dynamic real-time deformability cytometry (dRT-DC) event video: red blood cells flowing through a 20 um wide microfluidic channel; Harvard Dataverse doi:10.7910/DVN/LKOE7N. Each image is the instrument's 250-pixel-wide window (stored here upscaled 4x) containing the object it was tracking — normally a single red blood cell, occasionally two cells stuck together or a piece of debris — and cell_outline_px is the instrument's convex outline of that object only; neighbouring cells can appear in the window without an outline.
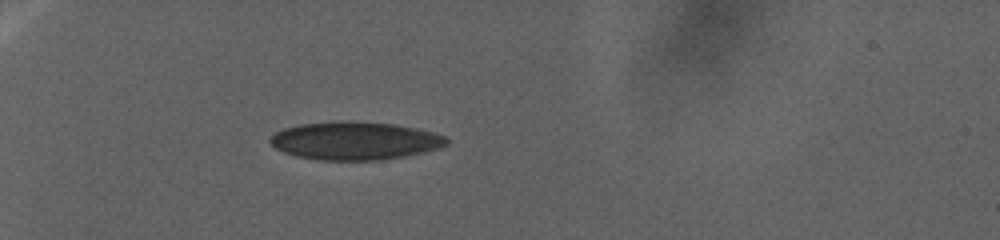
{"species": "human", "species_latin": "Homo sapiens", "temperature_condition": "warm", "stored_images_in_passage": 60, "camera_frame_rate_fps": 3000, "um_per_image_px": 0.085, "donor": {"sex": "female"}, "frame": {"image": 1, "passage_image": 1, "time_ms": 0.0, "image_size_px": [1000, 240], "cell_outline_px": [[448, 144], [440, 148], [424, 152], [404, 156], [380, 160], [316, 160], [296, 156], [284, 152], [276, 148], [268, 140], [276, 132], [284, 128], [300, 124], [340, 120], [348, 120], [392, 124], [416, 128], [432, 132], [444, 136], [448, 140]], "centroid_in_image_um": [30.16, 11.96], "position_along_channel_um": 54.8, "area_um2": 39.19}}
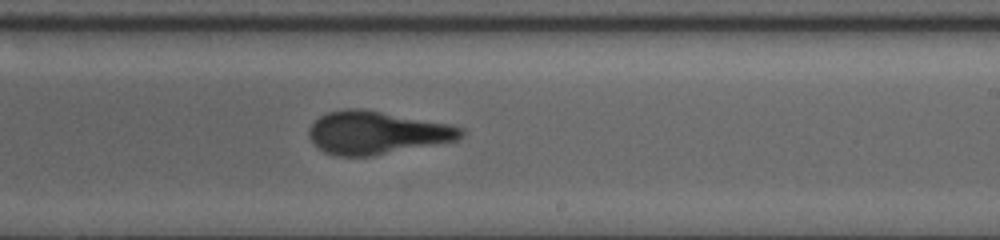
{"frame": {"image": 2, "passage_image": 26, "time_ms": 16.333, "image_size_px": [1000, 240], "cell_outline_px": [[464, 132], [456, 140], [372, 156], [336, 156], [324, 152], [316, 148], [308, 136], [308, 132], [312, 124], [320, 116], [328, 112], [348, 108], [364, 108], [452, 124], [464, 128]], "centroid_in_image_um": [32.0, 11.27], "position_along_channel_um": 257.0, "area_um2": 38.21}}
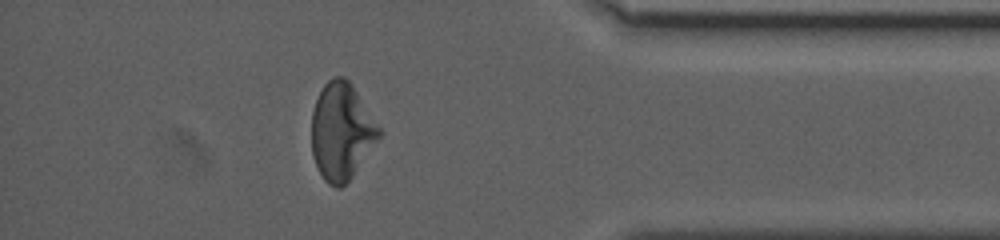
{"frame": {"image": 3, "passage_image": 51, "time_ms": 27.667, "image_size_px": [1000, 240], "cell_outline_px": [[384, 132], [352, 176], [340, 188], [336, 188], [328, 184], [324, 180], [312, 156], [312, 112], [316, 100], [324, 84], [328, 80], [336, 76], [344, 76], [348, 80]], "centroid_in_image_um": [29.03, 11.18], "position_along_channel_um": 406.2, "area_um2": 37.92}}